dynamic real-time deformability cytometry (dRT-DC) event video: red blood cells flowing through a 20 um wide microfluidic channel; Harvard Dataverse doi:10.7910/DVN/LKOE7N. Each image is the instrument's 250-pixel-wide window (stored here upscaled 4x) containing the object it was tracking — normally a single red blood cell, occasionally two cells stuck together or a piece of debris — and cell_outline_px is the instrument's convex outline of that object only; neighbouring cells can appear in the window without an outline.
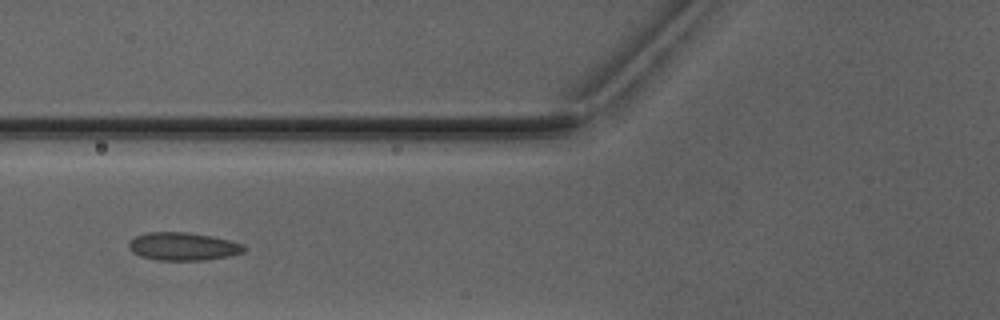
{"species": "Egyptian fruit bat (a non-hibernating species)", "species_latin": "Rousettus aegyptiacus", "temperature_condition": "warm", "stored_images_in_passage": 2, "camera_frame_rate_fps": 3000, "um_per_image_px": 0.085, "animal": {"sex": "male"}, "frame": {"image": 1, "passage_image": 2, "time_ms": 1.0, "image_size_px": [1000, 320], "cell_outline_px": [[244, 252], [228, 256], [204, 260], [156, 260], [140, 256], [132, 252], [128, 248], [128, 244], [136, 236], [148, 232], [188, 232], [212, 236], [244, 244]], "centroid_in_image_um": [15.54, 20.94], "position_along_channel_um": 110.3, "area_um2": 18.73}}